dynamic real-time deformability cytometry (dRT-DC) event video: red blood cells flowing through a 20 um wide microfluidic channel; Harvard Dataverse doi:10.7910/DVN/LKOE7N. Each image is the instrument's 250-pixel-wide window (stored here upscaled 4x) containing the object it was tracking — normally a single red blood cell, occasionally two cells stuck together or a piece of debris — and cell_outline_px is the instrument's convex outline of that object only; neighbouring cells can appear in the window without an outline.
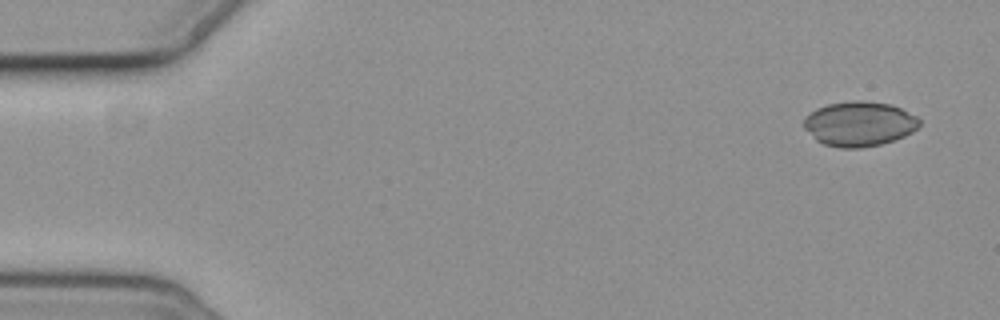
{"species": "common noctule bat (a hibernating species)", "species_latin": "Nyctalus noctula", "temperature_condition": "cold", "stored_images_in_passage": 4, "camera_frame_rate_fps": 3000, "um_per_image_px": 0.085, "animal": {"sex": "female", "body_mass_g": 19.3, "forearm_length_mm": 54.1}, "frame": {"image": 1, "passage_image": 1, "time_ms": 0.0, "image_size_px": [1000, 320], "cell_outline_px": [[920, 124], [912, 132], [896, 140], [880, 144], [860, 148], [840, 148], [824, 144], [816, 140], [804, 128], [804, 116], [816, 108], [828, 104], [852, 100], [864, 100], [892, 104], [916, 116], [920, 120]], "centroid_in_image_um": [73.03, 10.52], "position_along_channel_um": 12.0, "area_um2": 30.35}}